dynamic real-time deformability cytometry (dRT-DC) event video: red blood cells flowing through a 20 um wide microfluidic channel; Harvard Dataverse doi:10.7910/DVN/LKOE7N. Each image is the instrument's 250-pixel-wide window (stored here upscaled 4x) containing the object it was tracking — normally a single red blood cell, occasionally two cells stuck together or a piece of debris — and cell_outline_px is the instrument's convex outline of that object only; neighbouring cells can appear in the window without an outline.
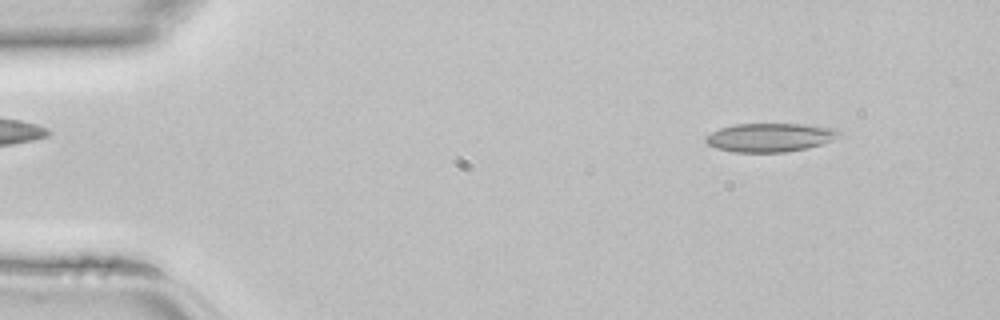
{"species": "common noctule bat (a hibernating species)", "species_latin": "Nyctalus noctula", "temperature_condition": "room temperature", "stored_images_in_passage": 43, "camera_frame_rate_fps": 3000, "um_per_image_px": 0.085, "animal": {"sex": "female", "body_mass_g": 22.7, "forearm_length_mm": 54.2}, "frame": {"image": 1, "passage_image": 4, "time_ms": 1.0, "image_size_px": [1000, 320], "cell_outline_px": [[840, 136], [832, 140], [820, 144], [804, 148], [784, 152], [732, 152], [716, 148], [708, 144], [704, 140], [704, 136], [720, 128], [736, 124], [804, 124], [836, 128], [840, 132]], "centroid_in_image_um": [65.42, 11.68], "position_along_channel_um": 19.6, "area_um2": 22.2}}
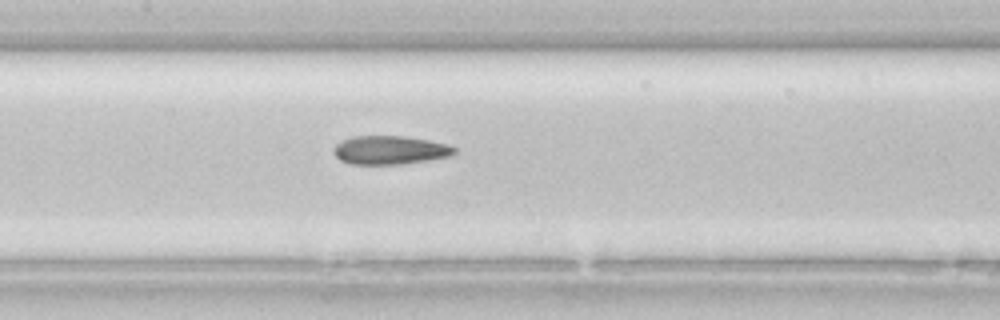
{"frame": {"image": 2, "passage_image": 20, "time_ms": 6.333, "image_size_px": [1000, 320], "cell_outline_px": [[456, 152], [452, 156], [400, 164], [352, 164], [340, 160], [332, 152], [332, 148], [336, 144], [352, 136], [404, 136], [428, 140], [448, 144], [456, 148]], "centroid_in_image_um": [33.14, 12.75], "position_along_channel_um": 174.3, "area_um2": 20.11}}
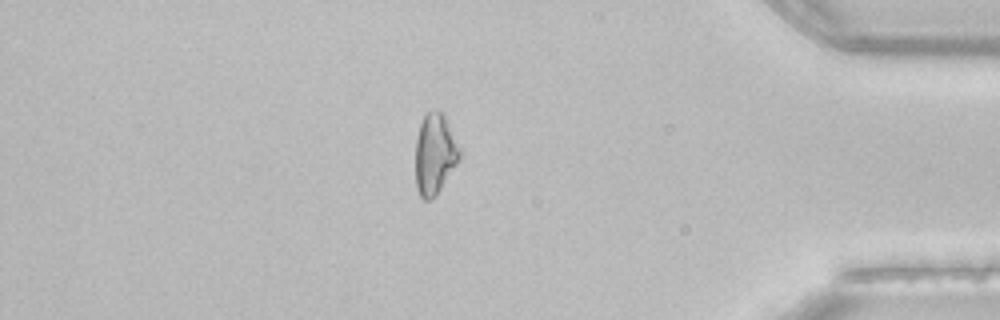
{"frame": {"image": 3, "passage_image": 37, "time_ms": 12.0, "image_size_px": [1000, 320], "cell_outline_px": [[460, 160], [440, 188], [428, 200], [424, 200], [420, 196], [416, 188], [416, 140], [420, 124], [424, 116], [428, 112], [436, 108], [444, 112], [460, 148]], "centroid_in_image_um": [36.97, 13.03], "position_along_channel_um": 398.2, "area_um2": 20.69}}